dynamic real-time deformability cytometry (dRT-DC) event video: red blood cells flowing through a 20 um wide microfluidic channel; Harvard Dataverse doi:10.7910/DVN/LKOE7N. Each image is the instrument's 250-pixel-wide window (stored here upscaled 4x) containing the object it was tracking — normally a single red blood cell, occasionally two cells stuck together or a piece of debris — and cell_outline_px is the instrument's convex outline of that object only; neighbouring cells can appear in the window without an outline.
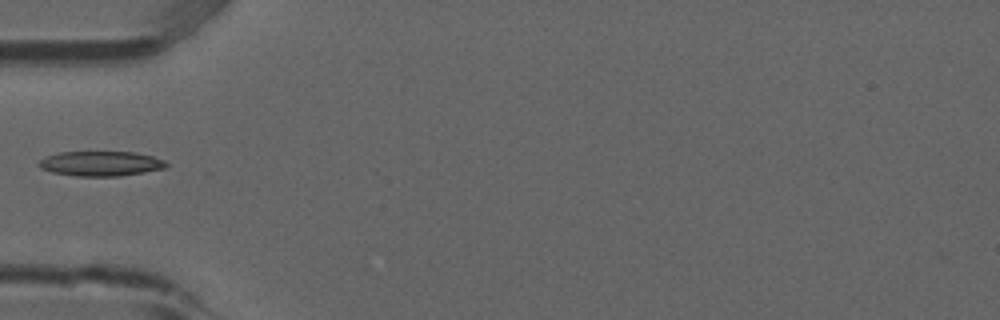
{"species": "common noctule bat (a hibernating species)", "species_latin": "Nyctalus noctula", "temperature_condition": "room temperature", "stored_images_in_passage": 24, "camera_frame_rate_fps": 3000, "um_per_image_px": 0.085, "animal": {"sex": "male", "forearm_length_mm": 52.5}, "frame": {"image": 1, "passage_image": 1, "time_ms": 0.0, "image_size_px": [1000, 320], "cell_outline_px": [[168, 164], [164, 168], [144, 172], [120, 176], [76, 176], [52, 172], [40, 168], [36, 164], [40, 160], [48, 156], [60, 152], [136, 152], [152, 156], [164, 160]], "centroid_in_image_um": [8.56, 13.9], "position_along_channel_um": 76.4, "area_um2": 18.38}}
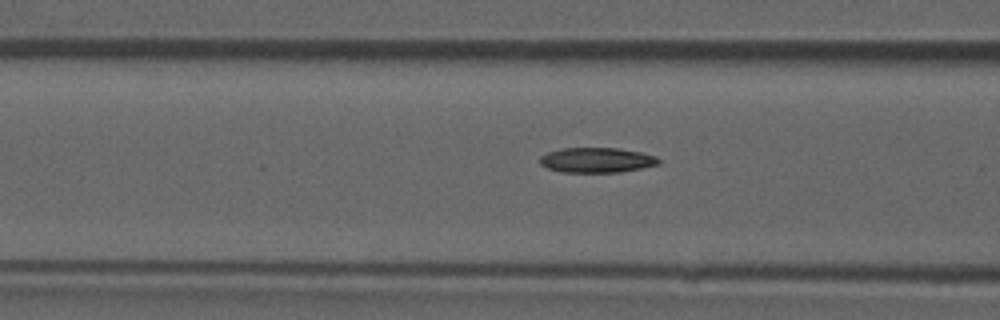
{"frame": {"image": 2, "passage_image": 4, "time_ms": 1.0, "image_size_px": [1000, 320], "cell_outline_px": [[660, 164], [620, 172], [560, 172], [548, 168], [540, 164], [540, 156], [548, 152], [560, 148], [620, 148], [640, 152], [656, 156], [660, 160]], "centroid_in_image_um": [50.71, 13.6], "position_along_channel_um": 115.9, "area_um2": 17.34}}